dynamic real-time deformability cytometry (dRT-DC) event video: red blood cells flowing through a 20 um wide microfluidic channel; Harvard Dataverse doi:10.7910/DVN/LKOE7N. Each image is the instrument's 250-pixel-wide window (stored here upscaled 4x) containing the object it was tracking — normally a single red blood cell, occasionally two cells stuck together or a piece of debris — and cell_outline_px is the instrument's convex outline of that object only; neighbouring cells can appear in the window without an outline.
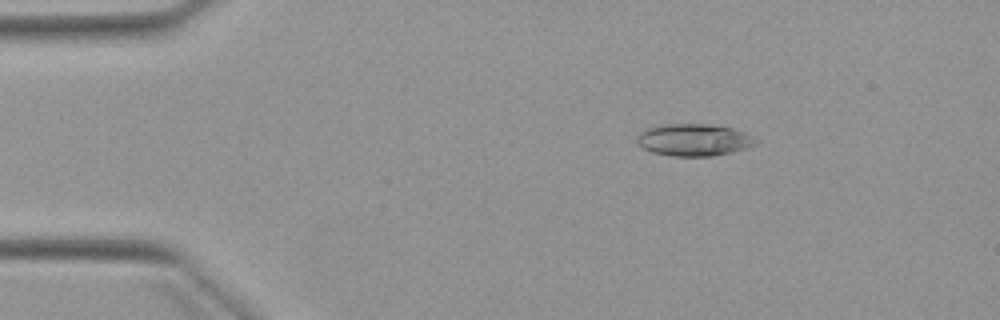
{"species": "Egyptian fruit bat (a non-hibernating species)", "species_latin": "Rousettus aegyptiacus", "temperature_condition": "warm", "stored_images_in_passage": 4, "camera_frame_rate_fps": 3000, "um_per_image_px": 0.085, "animal": {"sex": "female"}, "frame": {"image": 1, "passage_image": 3, "time_ms": 2.333, "image_size_px": [1000, 320], "cell_outline_px": [[760, 140], [756, 144], [748, 148], [732, 152], [712, 156], [672, 156], [652, 152], [644, 148], [636, 140], [636, 136], [640, 132], [648, 128], [668, 124], [708, 124], [732, 128], [744, 132]], "centroid_in_image_um": [59.02, 11.89], "position_along_channel_um": 26.0, "area_um2": 22.2}}